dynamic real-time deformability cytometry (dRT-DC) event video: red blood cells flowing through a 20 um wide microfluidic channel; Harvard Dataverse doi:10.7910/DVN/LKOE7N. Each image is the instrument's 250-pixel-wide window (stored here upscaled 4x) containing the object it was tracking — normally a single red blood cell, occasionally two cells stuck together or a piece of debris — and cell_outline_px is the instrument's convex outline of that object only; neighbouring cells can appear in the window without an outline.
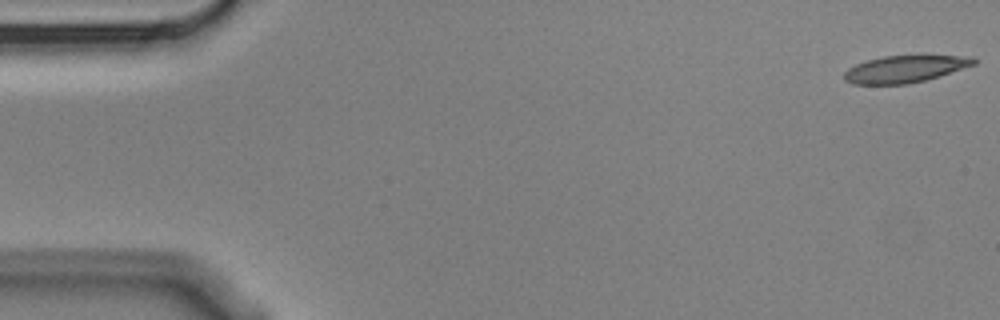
{"species": "Egyptian fruit bat (a non-hibernating species)", "species_latin": "Rousettus aegyptiacus", "temperature_condition": "cold", "stored_images_in_passage": 4, "camera_frame_rate_fps": 3000, "um_per_image_px": 0.085, "animal": {"sex": "male"}, "frame": {"image": 1, "passage_image": 1, "time_ms": 0.0, "image_size_px": [1000, 320], "cell_outline_px": [[976, 64], [940, 76], [908, 84], [852, 84], [844, 80], [844, 72], [848, 68], [856, 64], [868, 60], [884, 56], [920, 52], [924, 52], [972, 56], [976, 60]], "centroid_in_image_um": [77.02, 5.8], "position_along_channel_um": 8.0, "area_um2": 21.56}}